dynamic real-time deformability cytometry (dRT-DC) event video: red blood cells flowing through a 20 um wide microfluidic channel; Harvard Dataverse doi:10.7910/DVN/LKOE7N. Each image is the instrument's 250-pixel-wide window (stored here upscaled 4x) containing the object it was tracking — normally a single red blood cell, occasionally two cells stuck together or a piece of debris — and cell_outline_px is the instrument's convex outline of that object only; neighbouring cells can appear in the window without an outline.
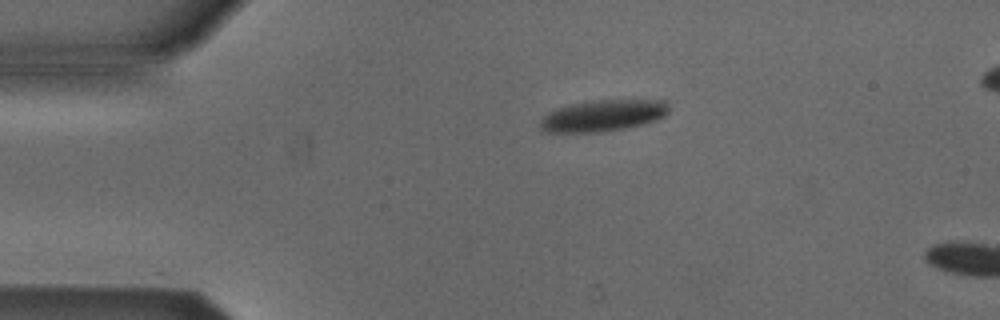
{"species": "Egyptian fruit bat (a non-hibernating species)", "species_latin": "Rousettus aegyptiacus", "temperature_condition": "cold", "stored_images_in_passage": 3, "camera_frame_rate_fps": 3000, "um_per_image_px": 0.085, "animal": {"sex": "male"}, "frame": {"image": 1, "passage_image": 2, "time_ms": 1.0, "image_size_px": [1000, 320], "cell_outline_px": [[668, 112], [664, 116], [656, 120], [628, 128], [600, 132], [540, 132], [540, 120], [548, 112], [556, 108], [572, 104], [592, 100], [668, 100]], "centroid_in_image_um": [51.24, 9.83], "position_along_channel_um": 33.8, "area_um2": 23.76}}